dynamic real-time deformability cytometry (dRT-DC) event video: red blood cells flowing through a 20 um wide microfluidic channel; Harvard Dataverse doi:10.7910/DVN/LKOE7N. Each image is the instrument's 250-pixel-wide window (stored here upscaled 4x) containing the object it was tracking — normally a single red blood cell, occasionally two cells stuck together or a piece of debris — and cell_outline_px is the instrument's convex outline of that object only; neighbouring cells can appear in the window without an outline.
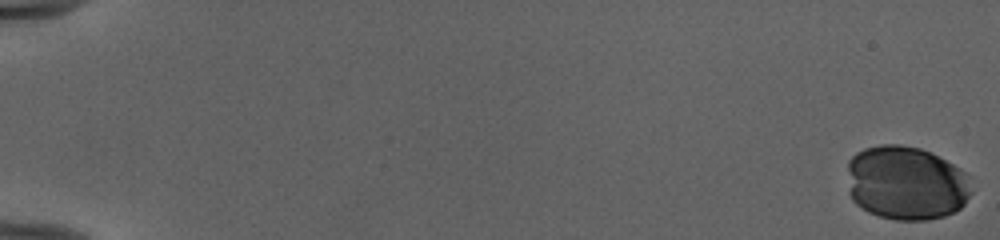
{"species": "human", "species_latin": "Homo sapiens", "temperature_condition": "cold", "stored_images_in_passage": 47, "camera_frame_rate_fps": 3000, "um_per_image_px": 0.085, "donor": {"sex": "female"}, "frame": {"image": 1, "passage_image": 1, "time_ms": 0.0, "image_size_px": [1000, 240], "cell_outline_px": [[968, 196], [964, 204], [960, 208], [944, 216], [924, 220], [896, 220], [880, 216], [868, 212], [856, 204], [852, 200], [848, 192], [848, 160], [856, 152], [864, 148], [880, 144], [900, 144], [920, 148], [960, 168], [968, 176]], "centroid_in_image_um": [76.95, 15.55], "position_along_channel_um": 8.0, "area_um2": 53.47}}
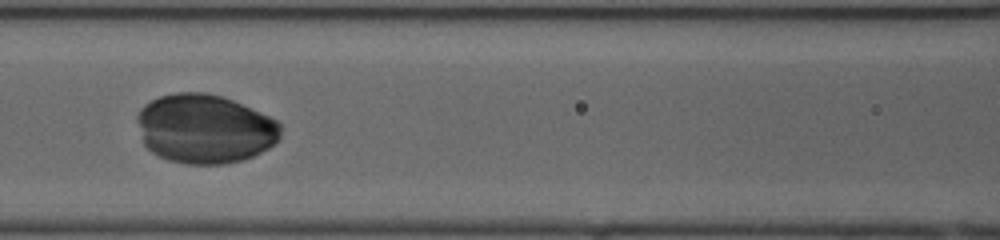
{"frame": {"image": 2, "passage_image": 27, "time_ms": 8.667, "image_size_px": [1000, 240], "cell_outline_px": [[280, 136], [268, 148], [244, 160], [224, 164], [184, 164], [168, 160], [152, 152], [144, 144], [136, 120], [136, 116], [140, 108], [148, 100], [172, 92], [204, 92], [224, 96], [268, 116], [276, 120], [280, 124]], "centroid_in_image_um": [17.36, 10.93], "position_along_channel_um": 149.2, "area_um2": 57.97}}
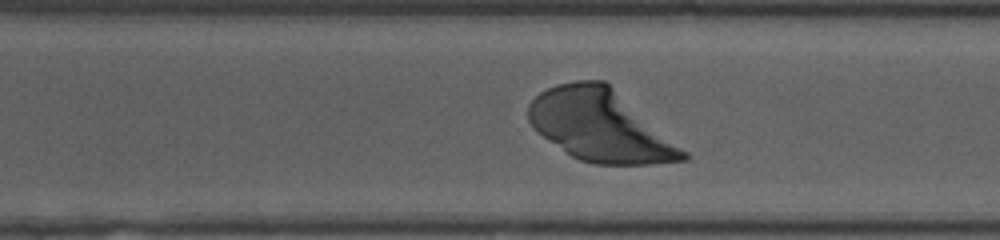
{"frame": {"image": 3, "passage_image": 40, "time_ms": 13.0, "image_size_px": [1000, 240], "cell_outline_px": [[688, 160], [652, 164], [596, 164], [580, 160], [572, 156], [544, 136], [528, 120], [528, 104], [540, 92], [556, 84], [576, 80], [604, 80], [688, 152]], "centroid_in_image_um": [51.04, 10.68], "position_along_channel_um": 319.6, "area_um2": 63.58}}